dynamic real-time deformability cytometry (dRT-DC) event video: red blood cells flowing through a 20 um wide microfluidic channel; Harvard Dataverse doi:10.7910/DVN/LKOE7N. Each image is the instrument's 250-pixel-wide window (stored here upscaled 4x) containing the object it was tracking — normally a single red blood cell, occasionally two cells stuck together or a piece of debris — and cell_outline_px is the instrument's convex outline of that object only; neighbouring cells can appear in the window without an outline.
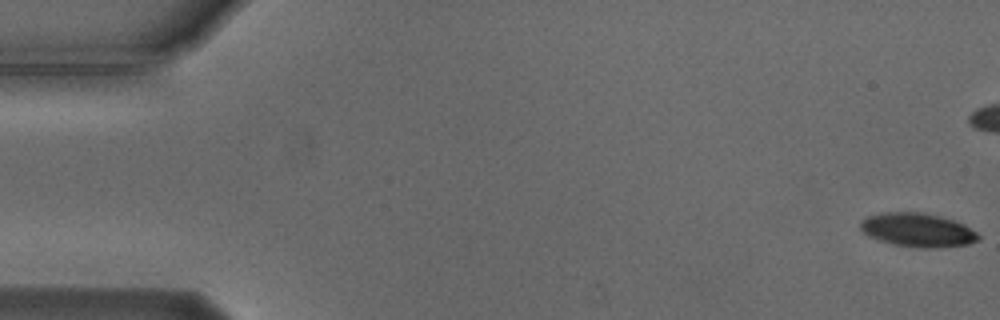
{"species": "Egyptian fruit bat (a non-hibernating species)", "species_latin": "Rousettus aegyptiacus", "temperature_condition": "cold", "stored_images_in_passage": 45, "camera_frame_rate_fps": 3000, "um_per_image_px": 0.085, "animal": {"sex": "male"}, "frame": {"image": 1, "passage_image": 1, "time_ms": 0.0, "image_size_px": [1000, 320], "cell_outline_px": [[980, 240], [968, 244], [936, 248], [920, 248], [892, 244], [868, 236], [860, 228], [860, 224], [868, 216], [880, 212], [924, 212], [956, 220], [964, 224], [976, 232], [980, 236]], "centroid_in_image_um": [78.03, 19.55], "position_along_channel_um": 7.0, "area_um2": 23.35}}
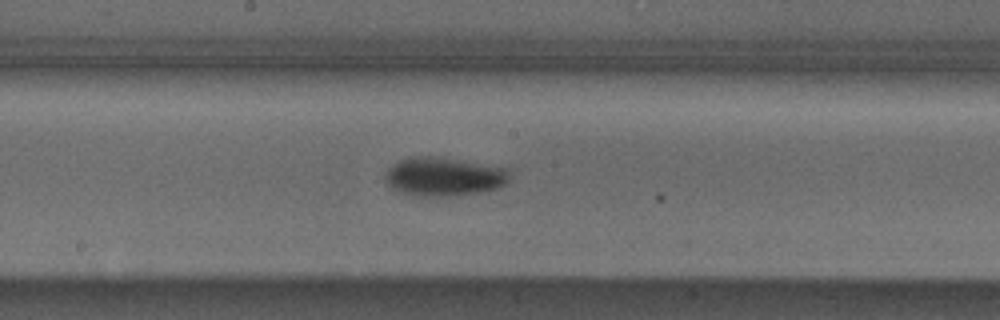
{"frame": {"image": 2, "passage_image": 29, "time_ms": 9.333, "image_size_px": [1000, 320], "cell_outline_px": [[508, 180], [500, 188], [484, 192], [448, 196], [416, 196], [396, 192], [384, 180], [384, 172], [396, 160], [408, 156], [436, 156], [460, 160], [504, 168], [508, 172]], "centroid_in_image_um": [37.63, 15.02], "position_along_channel_um": 210.6, "area_um2": 28.44}}
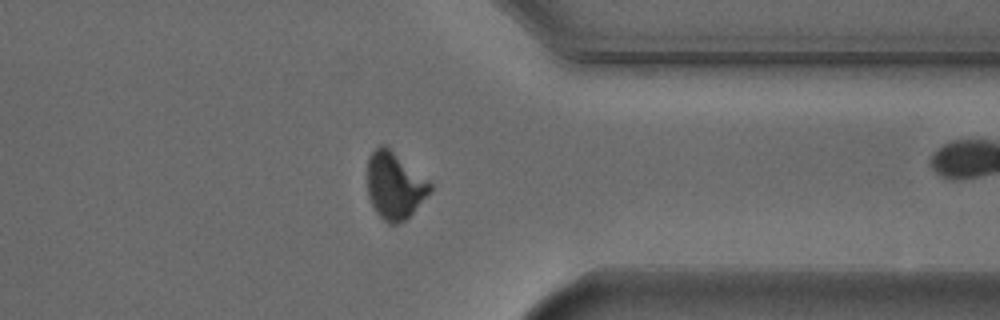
{"frame": {"image": 3, "passage_image": 43, "time_ms": 14.0, "image_size_px": [1000, 320], "cell_outline_px": [[432, 188], [412, 212], [404, 220], [396, 224], [388, 224], [376, 212], [368, 196], [368, 156], [380, 144], [388, 144], [428, 180], [432, 184]], "centroid_in_image_um": [33.52, 15.71], "position_along_channel_um": 377.9, "area_um2": 24.45}}